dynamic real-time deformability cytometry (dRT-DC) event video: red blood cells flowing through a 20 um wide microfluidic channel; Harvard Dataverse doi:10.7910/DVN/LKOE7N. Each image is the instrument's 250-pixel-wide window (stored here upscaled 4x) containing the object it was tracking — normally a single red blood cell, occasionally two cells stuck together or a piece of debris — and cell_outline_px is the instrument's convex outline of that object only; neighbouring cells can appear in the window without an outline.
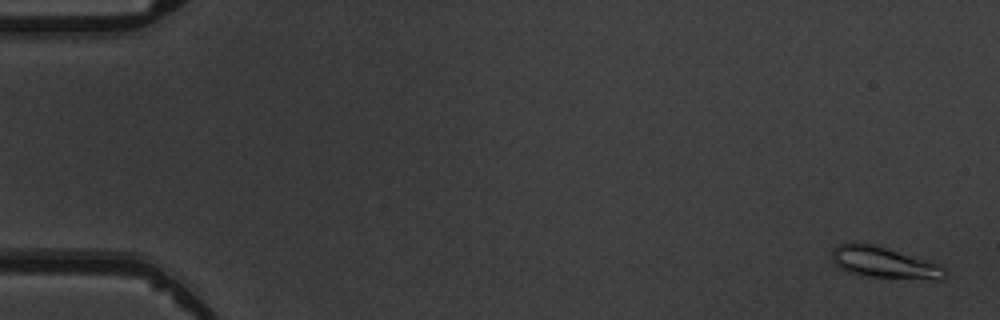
{"species": "common noctule bat (a hibernating species)", "species_latin": "Nyctalus noctula", "temperature_condition": "warm", "stored_images_in_passage": 5, "camera_frame_rate_fps": 3000, "um_per_image_px": 0.085, "animal": {"sex": "male", "body_mass_g": 19.5, "forearm_length_mm": 54.6}, "frame": {"image": 1, "passage_image": 1, "time_ms": 0.0, "image_size_px": [1000, 320], "cell_outline_px": [[948, 276], [944, 280], [936, 280], [864, 276], [848, 272], [840, 268], [832, 260], [832, 252], [840, 244], [872, 244], [940, 264], [948, 272]], "centroid_in_image_um": [75.25, 22.36], "position_along_channel_um": 9.8, "area_um2": 20.35}}